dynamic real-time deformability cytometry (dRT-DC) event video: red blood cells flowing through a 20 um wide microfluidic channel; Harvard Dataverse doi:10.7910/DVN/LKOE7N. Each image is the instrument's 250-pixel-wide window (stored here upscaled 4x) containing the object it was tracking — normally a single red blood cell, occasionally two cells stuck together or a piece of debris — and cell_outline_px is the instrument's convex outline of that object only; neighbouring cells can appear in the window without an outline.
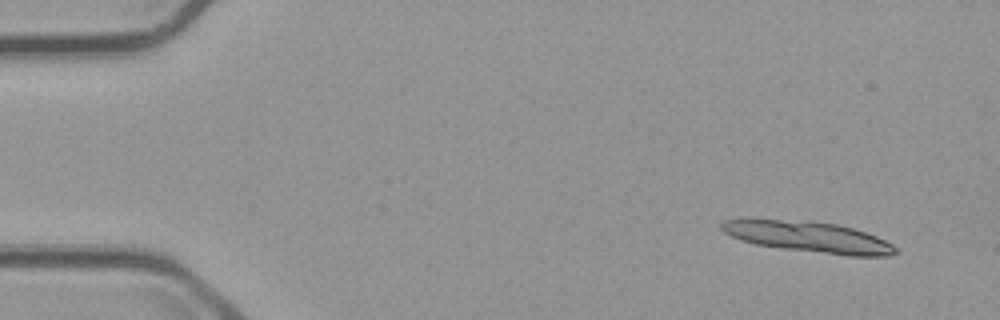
{"species": "common noctule bat (a hibernating species)", "species_latin": "Nyctalus noctula", "temperature_condition": "cold", "stored_images_in_passage": 6, "camera_frame_rate_fps": 3000, "um_per_image_px": 0.085, "animal": {"sex": "male", "body_mass_g": 23.1, "forearm_length_mm": 52.7}, "frame": {"image": 1, "passage_image": 2, "time_ms": 1.0, "image_size_px": [1000, 320], "cell_outline_px": [[896, 252], [888, 256], [848, 256], [784, 248], [756, 244], [740, 240], [724, 232], [720, 228], [720, 224], [724, 220], [808, 220], [836, 224], [852, 228], [876, 236], [892, 244], [896, 248]], "centroid_in_image_um": [68.75, 20.14], "position_along_channel_um": 16.3, "area_um2": 30.81}}